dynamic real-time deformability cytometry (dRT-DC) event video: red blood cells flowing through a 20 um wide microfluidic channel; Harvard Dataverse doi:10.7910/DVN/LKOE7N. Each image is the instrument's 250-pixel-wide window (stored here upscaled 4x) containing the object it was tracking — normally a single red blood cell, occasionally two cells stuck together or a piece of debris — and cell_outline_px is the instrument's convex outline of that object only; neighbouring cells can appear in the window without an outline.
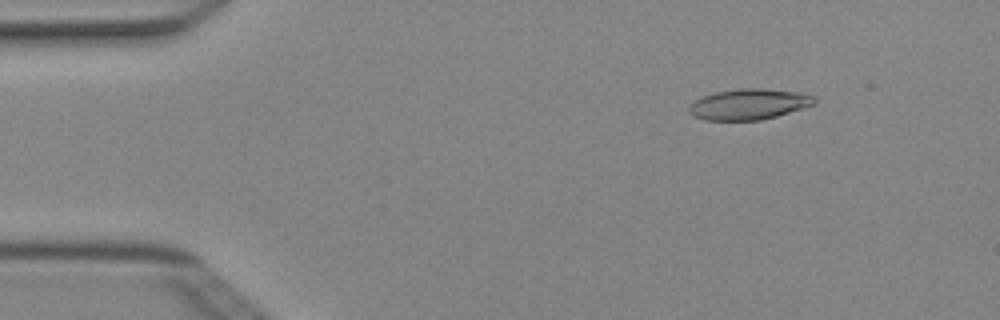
{"species": "Egyptian fruit bat (a non-hibernating species)", "species_latin": "Rousettus aegyptiacus", "temperature_condition": "cold", "stored_images_in_passage": 4, "camera_frame_rate_fps": 3000, "um_per_image_px": 0.085, "animal": {"sex": "female"}, "frame": {"image": 1, "passage_image": 2, "time_ms": 0.333, "image_size_px": [1000, 320], "cell_outline_px": [[816, 104], [804, 108], [776, 116], [760, 120], [704, 120], [692, 116], [688, 112], [688, 108], [696, 100], [704, 96], [716, 92], [740, 88], [764, 88], [804, 92], [816, 96]], "centroid_in_image_um": [63.71, 8.85], "position_along_channel_um": 21.3, "area_um2": 22.72}}